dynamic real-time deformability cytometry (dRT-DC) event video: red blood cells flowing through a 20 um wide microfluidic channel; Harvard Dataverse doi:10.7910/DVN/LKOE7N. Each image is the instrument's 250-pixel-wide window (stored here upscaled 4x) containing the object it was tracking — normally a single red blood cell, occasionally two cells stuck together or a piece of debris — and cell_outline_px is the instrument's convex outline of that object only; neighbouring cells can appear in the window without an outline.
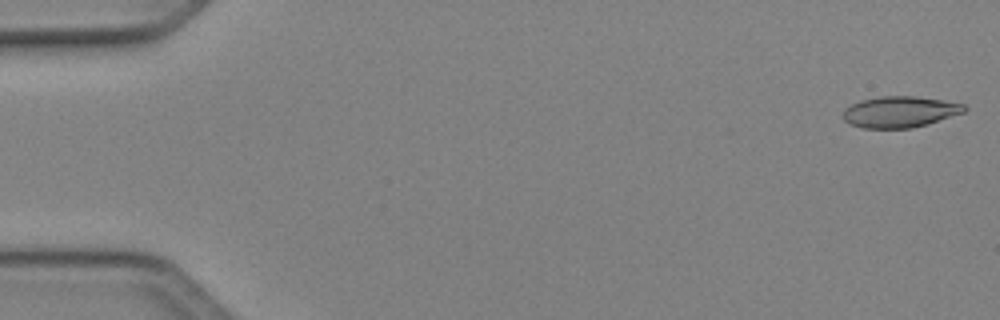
{"species": "Egyptian fruit bat (a non-hibernating species)", "species_latin": "Rousettus aegyptiacus", "temperature_condition": "cold", "stored_images_in_passage": 9, "camera_frame_rate_fps": 3000, "um_per_image_px": 0.085, "animal": {"sex": "female"}, "frame": {"image": 1, "passage_image": 1, "time_ms": 0.0, "image_size_px": [1000, 320], "cell_outline_px": [[968, 108], [964, 112], [928, 124], [912, 128], [864, 128], [852, 124], [844, 120], [844, 108], [860, 100], [880, 96], [916, 96], [964, 104]], "centroid_in_image_um": [76.5, 9.5], "position_along_channel_um": 8.5, "area_um2": 21.91}}